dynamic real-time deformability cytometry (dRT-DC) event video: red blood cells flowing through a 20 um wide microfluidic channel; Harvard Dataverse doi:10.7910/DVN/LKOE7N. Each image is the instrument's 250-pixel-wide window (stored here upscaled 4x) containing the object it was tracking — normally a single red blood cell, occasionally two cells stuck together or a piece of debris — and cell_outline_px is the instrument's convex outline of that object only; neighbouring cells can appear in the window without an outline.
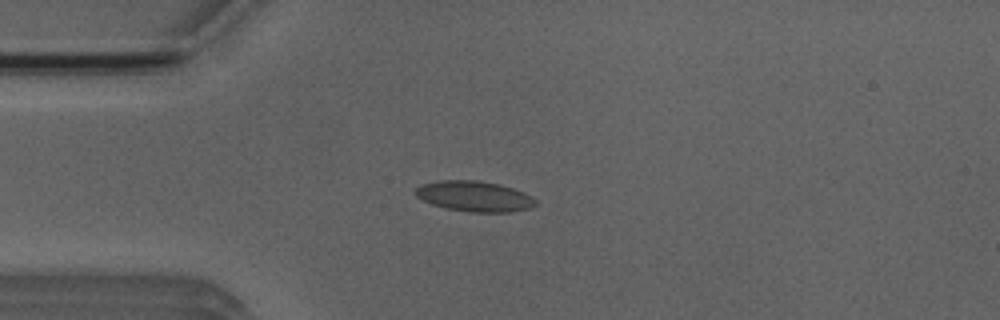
{"species": "Egyptian fruit bat (a non-hibernating species)", "species_latin": "Rousettus aegyptiacus", "temperature_condition": "room temperature", "stored_images_in_passage": 3, "camera_frame_rate_fps": 3000, "um_per_image_px": 0.085, "animal": {"sex": "male"}, "frame": {"image": 1, "passage_image": 3, "time_ms": 2.333, "image_size_px": [1000, 320], "cell_outline_px": [[536, 204], [528, 208], [508, 212], [468, 212], [444, 208], [432, 204], [416, 196], [412, 192], [420, 184], [440, 180], [476, 180], [500, 184], [524, 192], [532, 196], [536, 200]], "centroid_in_image_um": [40.28, 16.68], "position_along_channel_um": 44.7, "area_um2": 21.44}}